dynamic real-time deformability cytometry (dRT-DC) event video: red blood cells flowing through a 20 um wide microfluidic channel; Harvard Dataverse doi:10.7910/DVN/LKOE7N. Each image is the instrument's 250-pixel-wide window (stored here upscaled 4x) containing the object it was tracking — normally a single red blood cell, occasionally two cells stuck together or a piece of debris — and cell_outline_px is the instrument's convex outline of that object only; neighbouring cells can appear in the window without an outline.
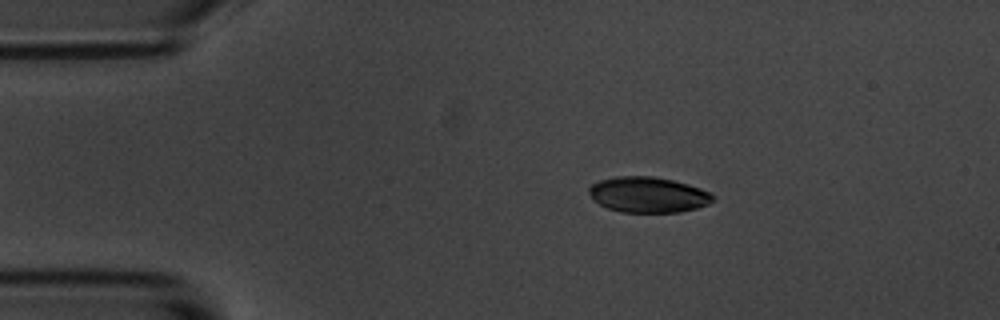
{"species": "common noctule bat (a hibernating species)", "species_latin": "Nyctalus noctula", "temperature_condition": "room temperature", "stored_images_in_passage": 6, "camera_frame_rate_fps": 3000, "um_per_image_px": 0.085, "animal": {"sex": "male", "body_mass_g": 20.1, "forearm_length_mm": 53.5}, "frame": {"image": 1, "passage_image": 1, "time_ms": 0.0, "image_size_px": [1000, 320], "cell_outline_px": [[716, 200], [708, 204], [696, 208], [680, 212], [624, 212], [608, 208], [600, 204], [588, 192], [588, 184], [600, 180], [616, 176], [652, 176], [672, 180], [688, 184], [700, 188], [716, 196]], "centroid_in_image_um": [55.1, 16.54], "position_along_channel_um": 29.9, "area_um2": 25.72}}
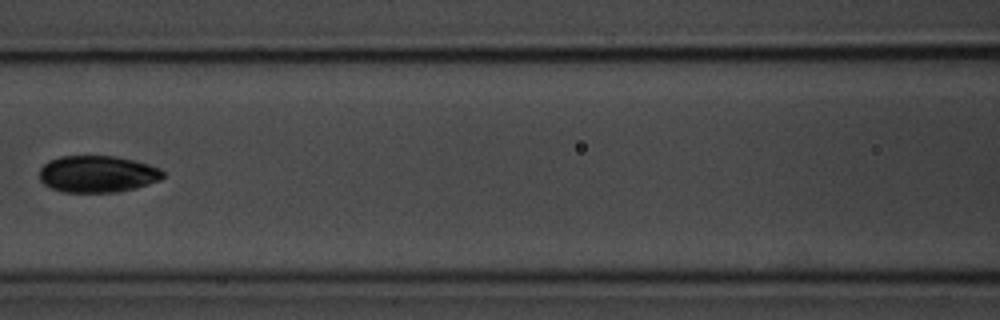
{"frame": {"image": 2, "passage_image": 5, "time_ms": 5.0, "image_size_px": [1000, 320], "cell_outline_px": [[164, 176], [160, 180], [136, 188], [116, 192], [64, 192], [52, 188], [44, 184], [40, 180], [40, 168], [48, 160], [60, 156], [116, 156], [148, 164], [160, 168], [164, 172]], "centroid_in_image_um": [8.28, 14.79], "position_along_channel_um": 158.3, "area_um2": 26.53}}
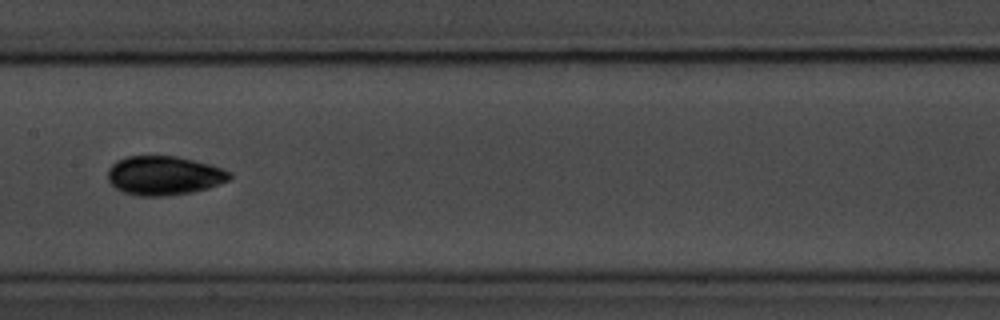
{"frame": {"image": 3, "passage_image": 6, "time_ms": 6.0, "image_size_px": [1000, 320], "cell_outline_px": [[232, 176], [228, 180], [208, 188], [192, 192], [164, 196], [140, 196], [124, 192], [116, 188], [108, 180], [108, 168], [116, 160], [128, 156], [176, 156], [208, 164], [232, 172]], "centroid_in_image_um": [13.92, 14.92], "position_along_channel_um": 193.5, "area_um2": 27.57}}